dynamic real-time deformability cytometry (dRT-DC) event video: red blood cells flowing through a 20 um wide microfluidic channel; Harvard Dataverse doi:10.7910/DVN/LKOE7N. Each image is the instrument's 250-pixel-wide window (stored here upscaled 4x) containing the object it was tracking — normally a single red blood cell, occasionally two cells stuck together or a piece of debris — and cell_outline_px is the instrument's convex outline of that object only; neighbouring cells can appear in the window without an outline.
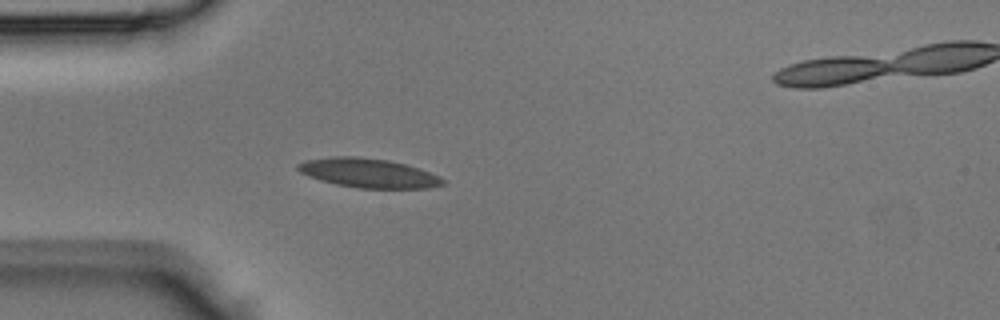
{"species": "Egyptian fruit bat (a non-hibernating species)", "species_latin": "Rousettus aegyptiacus", "temperature_condition": "room temperature", "stored_images_in_passage": 28, "camera_frame_rate_fps": 3000, "um_per_image_px": 0.085, "animal": {"sex": "male"}, "frame": {"image": 1, "passage_image": 1, "time_ms": 0.0, "image_size_px": [1000, 320], "cell_outline_px": [[444, 184], [428, 188], [360, 188], [336, 184], [320, 180], [308, 176], [300, 172], [296, 168], [296, 164], [308, 160], [332, 156], [356, 156], [388, 160], [404, 164], [440, 176], [444, 180]], "centroid_in_image_um": [31.28, 14.7], "position_along_channel_um": 53.7, "area_um2": 24.45}}
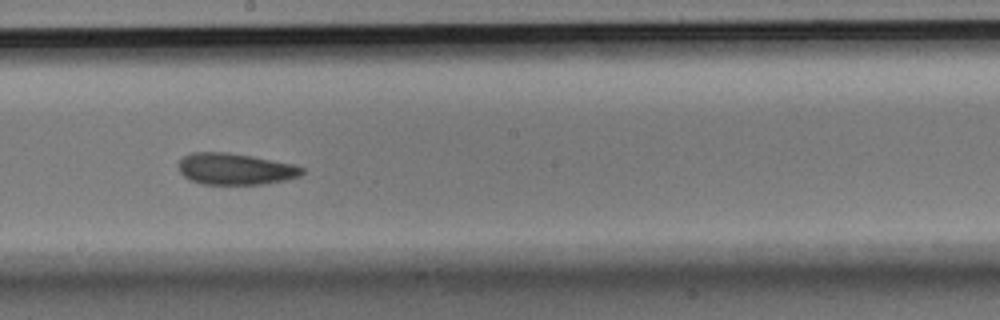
{"frame": {"image": 2, "passage_image": 13, "time_ms": 4.0, "image_size_px": [1000, 320], "cell_outline_px": [[304, 172], [300, 176], [284, 180], [264, 184], [200, 184], [188, 180], [180, 172], [176, 164], [184, 156], [192, 152], [228, 152], [252, 156], [296, 164], [304, 168]], "centroid_in_image_um": [19.98, 14.36], "position_along_channel_um": 228.2, "area_um2": 22.95}}
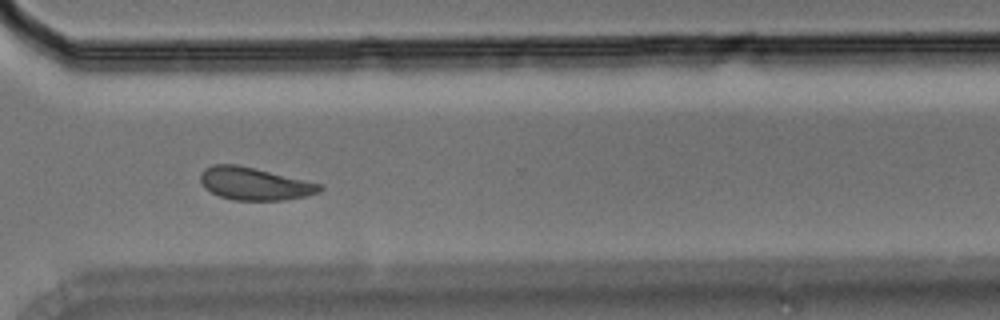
{"frame": {"image": 3, "passage_image": 21, "time_ms": 6.667, "image_size_px": [1000, 320], "cell_outline_px": [[324, 188], [320, 192], [304, 196], [284, 200], [232, 200], [220, 196], [204, 188], [200, 180], [200, 172], [204, 168], [212, 164], [236, 164], [324, 184]], "centroid_in_image_um": [21.63, 15.61], "position_along_channel_um": 349.0, "area_um2": 22.77}}